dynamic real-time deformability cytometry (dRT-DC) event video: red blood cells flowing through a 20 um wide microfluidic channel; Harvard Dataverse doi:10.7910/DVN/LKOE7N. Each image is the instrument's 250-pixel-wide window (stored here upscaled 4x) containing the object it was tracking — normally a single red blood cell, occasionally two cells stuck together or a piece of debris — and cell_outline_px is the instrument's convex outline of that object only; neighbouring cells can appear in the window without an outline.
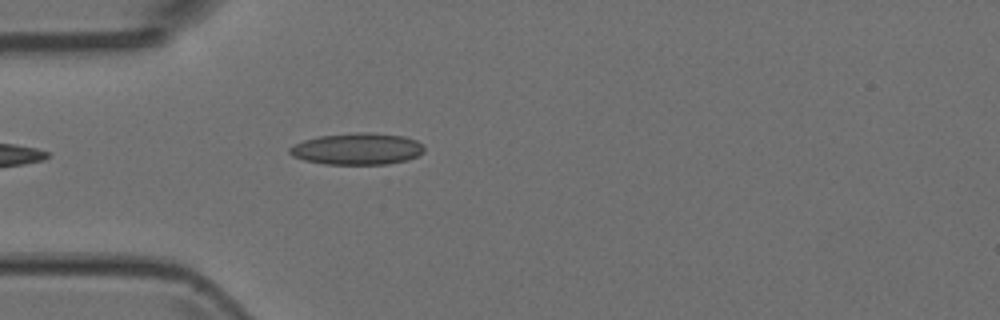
{"species": "Egyptian fruit bat (a non-hibernating species)", "species_latin": "Rousettus aegyptiacus", "temperature_condition": "room temperature", "stored_images_in_passage": 5, "camera_frame_rate_fps": 3000, "um_per_image_px": 0.085, "animal": {"sex": "female"}, "frame": {"image": 1, "passage_image": 5, "time_ms": 1.333, "image_size_px": [1000, 320], "cell_outline_px": [[424, 152], [416, 156], [404, 160], [388, 164], [324, 164], [304, 160], [292, 156], [288, 152], [288, 148], [304, 140], [320, 136], [360, 132], [368, 132], [404, 136], [416, 140], [424, 148]], "centroid_in_image_um": [30.34, 12.65], "position_along_channel_um": 54.7, "area_um2": 24.62}}